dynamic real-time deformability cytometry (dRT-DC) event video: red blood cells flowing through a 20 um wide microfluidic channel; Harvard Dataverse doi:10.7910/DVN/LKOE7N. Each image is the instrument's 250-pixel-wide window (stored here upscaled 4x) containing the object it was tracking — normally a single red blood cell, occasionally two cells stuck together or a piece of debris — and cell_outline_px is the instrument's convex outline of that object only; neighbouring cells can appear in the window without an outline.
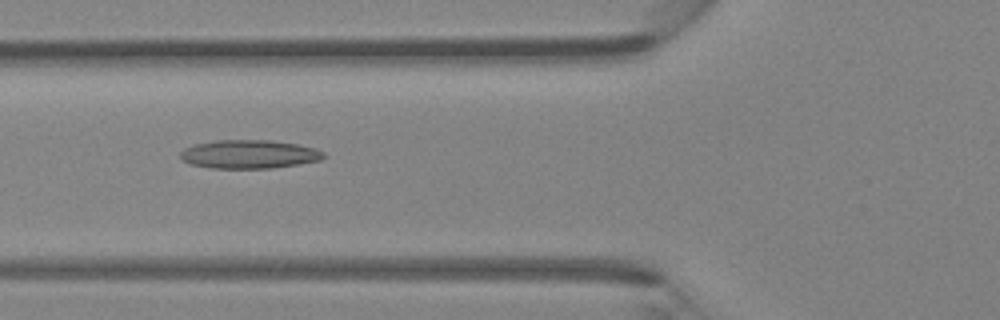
{"species": "Egyptian fruit bat (a non-hibernating species)", "species_latin": "Rousettus aegyptiacus", "temperature_condition": "room temperature", "stored_images_in_passage": 45, "camera_frame_rate_fps": 3000, "um_per_image_px": 0.085, "animal": {"sex": "female"}, "frame": {"image": 1, "passage_image": 17, "time_ms": 5.333, "image_size_px": [1000, 320], "cell_outline_px": [[324, 156], [320, 160], [272, 168], [212, 168], [192, 164], [184, 160], [180, 156], [180, 152], [184, 148], [196, 144], [216, 140], [272, 140], [296, 144], [316, 148], [324, 152]], "centroid_in_image_um": [21.18, 13.1], "position_along_channel_um": 104.6, "area_um2": 23.64}}
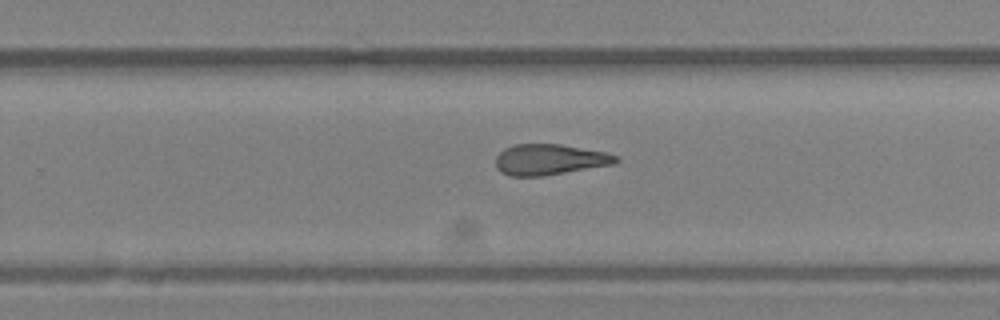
{"frame": {"image": 2, "passage_image": 29, "time_ms": 9.333, "image_size_px": [1000, 320], "cell_outline_px": [[620, 160], [616, 164], [544, 176], [508, 176], [500, 172], [496, 168], [496, 156], [504, 148], [516, 144], [560, 144], [604, 152], [616, 156]], "centroid_in_image_um": [46.7, 13.57], "position_along_channel_um": 283.1, "area_um2": 21.68}}
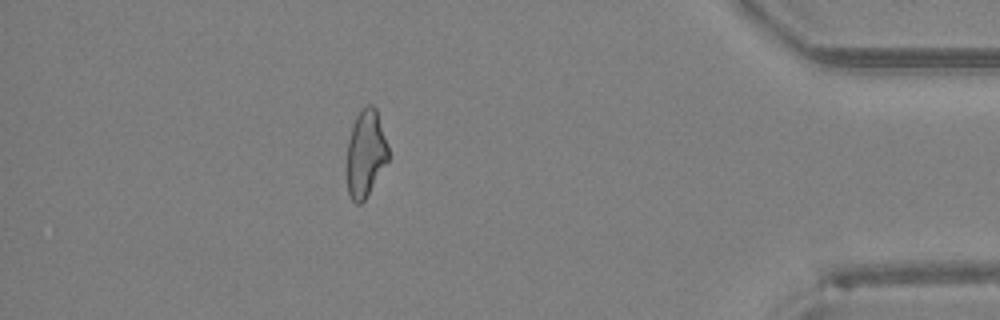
{"frame": {"image": 3, "passage_image": 40, "time_ms": 13.0, "image_size_px": [1000, 320], "cell_outline_px": [[388, 160], [364, 200], [360, 204], [356, 204], [352, 200], [348, 192], [348, 140], [352, 124], [360, 108], [368, 104], [372, 104], [376, 108], [388, 144]], "centroid_in_image_um": [31.09, 12.98], "position_along_channel_um": 404.1, "area_um2": 20.81}}